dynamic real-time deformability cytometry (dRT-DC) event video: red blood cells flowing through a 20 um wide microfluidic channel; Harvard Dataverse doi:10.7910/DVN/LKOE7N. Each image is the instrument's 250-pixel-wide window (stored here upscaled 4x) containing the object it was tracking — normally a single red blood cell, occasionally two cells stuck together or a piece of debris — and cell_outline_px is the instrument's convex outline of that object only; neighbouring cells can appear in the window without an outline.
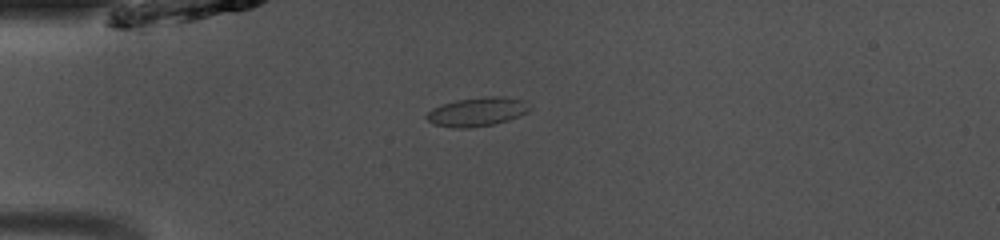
{"species": "common noctule bat (a hibernating species)", "species_latin": "Nyctalus noctula", "temperature_condition": "room temperature", "stored_images_in_passage": 37, "camera_frame_rate_fps": 3000, "um_per_image_px": 0.085, "animal": {"sex": "male", "body_mass_g": 13.0, "forearm_length_mm": 53.1}, "frame": {"image": 1, "passage_image": 1, "time_ms": 0.0, "image_size_px": [1000, 240], "cell_outline_px": [[532, 108], [528, 112], [508, 120], [492, 124], [468, 128], [452, 128], [432, 124], [424, 116], [432, 108], [456, 100], [484, 96], [508, 96], [524, 100]], "centroid_in_image_um": [40.57, 9.49], "position_along_channel_um": 44.4, "area_um2": 17.51}}
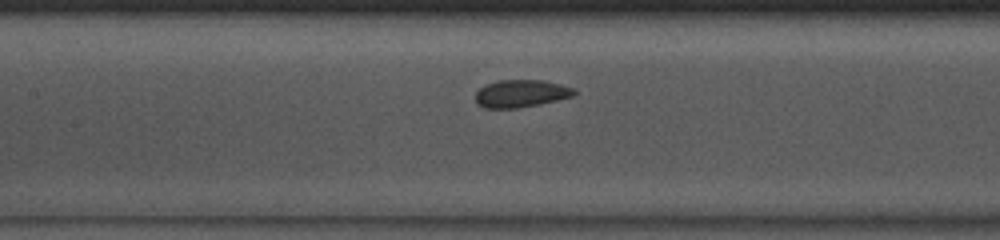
{"frame": {"image": 2, "passage_image": 11, "time_ms": 3.333, "image_size_px": [1000, 240], "cell_outline_px": [[576, 96], [540, 104], [516, 108], [484, 108], [476, 104], [476, 92], [480, 88], [488, 84], [500, 80], [544, 80], [576, 88]], "centroid_in_image_um": [44.33, 7.95], "position_along_channel_um": 163.1, "area_um2": 15.95}}
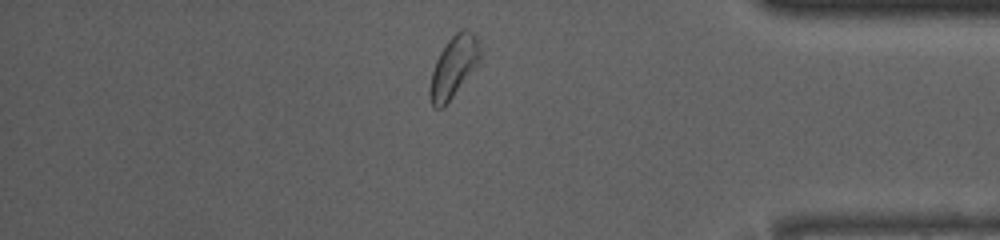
{"frame": {"image": 3, "passage_image": 30, "time_ms": 9.667, "image_size_px": [1000, 240], "cell_outline_px": [[480, 60], [452, 96], [440, 108], [432, 108], [428, 96], [428, 88], [432, 72], [436, 60], [440, 52], [448, 40], [460, 28], [464, 28], [472, 32], [480, 40]], "centroid_in_image_um": [38.54, 5.64], "position_along_channel_um": 396.7, "area_um2": 17.74}}